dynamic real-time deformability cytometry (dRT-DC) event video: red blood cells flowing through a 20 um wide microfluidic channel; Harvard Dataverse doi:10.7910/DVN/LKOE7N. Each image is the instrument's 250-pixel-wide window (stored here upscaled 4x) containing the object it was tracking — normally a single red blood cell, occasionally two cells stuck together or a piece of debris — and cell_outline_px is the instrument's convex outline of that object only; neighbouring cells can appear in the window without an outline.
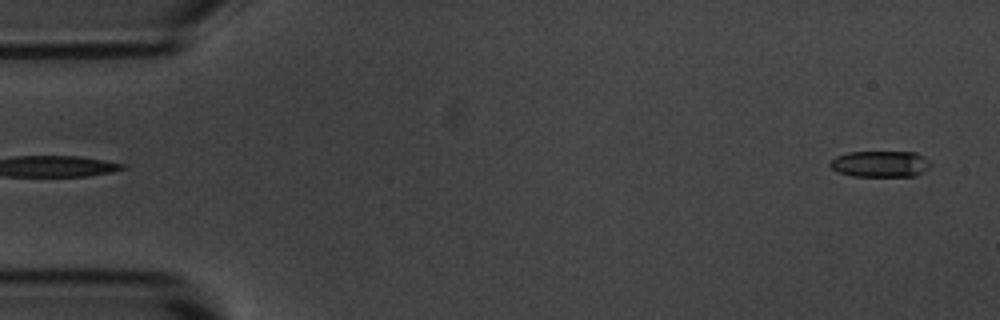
{"species": "common noctule bat (a hibernating species)", "species_latin": "Nyctalus noctula", "temperature_condition": "room temperature", "stored_images_in_passage": 3, "segment_of_instrument_passage": [2, 2], "camera_frame_rate_fps": 3000, "um_per_image_px": 0.085, "animal": {"sex": "male", "body_mass_g": 20.1, "forearm_length_mm": 53.5}, "frame": {"image": 1, "passage_image": 3, "time_ms": 2.333, "image_size_px": [1000, 320], "cell_outline_px": [[932, 164], [924, 172], [912, 176], [852, 176], [836, 172], [828, 164], [836, 156], [848, 152], [916, 152], [924, 156]], "centroid_in_image_um": [74.82, 13.93], "position_along_channel_um": 10.2, "area_um2": 15.49}}